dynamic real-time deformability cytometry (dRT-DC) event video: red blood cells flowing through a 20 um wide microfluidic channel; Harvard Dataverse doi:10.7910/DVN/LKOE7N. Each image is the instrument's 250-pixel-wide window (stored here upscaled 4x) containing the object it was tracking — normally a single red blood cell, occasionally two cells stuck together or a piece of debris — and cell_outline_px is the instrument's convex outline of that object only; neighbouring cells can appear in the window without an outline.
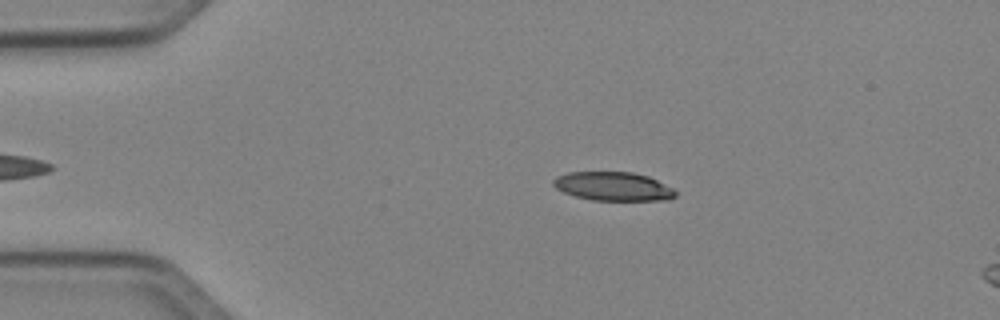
{"species": "Egyptian fruit bat (a non-hibernating species)", "species_latin": "Rousettus aegyptiacus", "temperature_condition": "cold", "stored_images_in_passage": 40, "camera_frame_rate_fps": 3000, "um_per_image_px": 0.085, "animal": {"sex": "female"}, "frame": {"image": 1, "passage_image": 7, "time_ms": 2.0, "image_size_px": [1000, 320], "cell_outline_px": [[676, 196], [668, 200], [592, 200], [576, 196], [564, 192], [556, 188], [552, 184], [552, 180], [556, 176], [568, 172], [632, 172], [648, 176], [672, 188], [676, 192]], "centroid_in_image_um": [52.1, 15.84], "position_along_channel_um": 32.9, "area_um2": 20.4}}
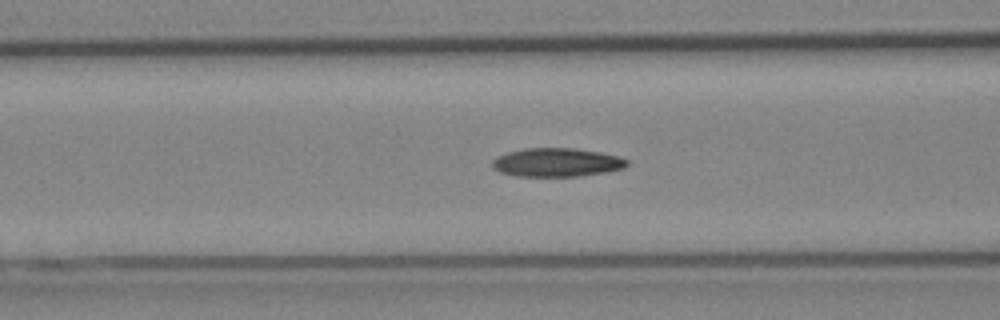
{"frame": {"image": 2, "passage_image": 17, "time_ms": 5.333, "image_size_px": [1000, 320], "cell_outline_px": [[628, 164], [624, 168], [608, 172], [580, 176], [516, 176], [500, 172], [492, 168], [492, 160], [496, 156], [508, 152], [524, 148], [572, 148], [600, 152], [620, 156], [628, 160]], "centroid_in_image_um": [47.33, 13.8], "position_along_channel_um": 119.3, "area_um2": 22.66}}
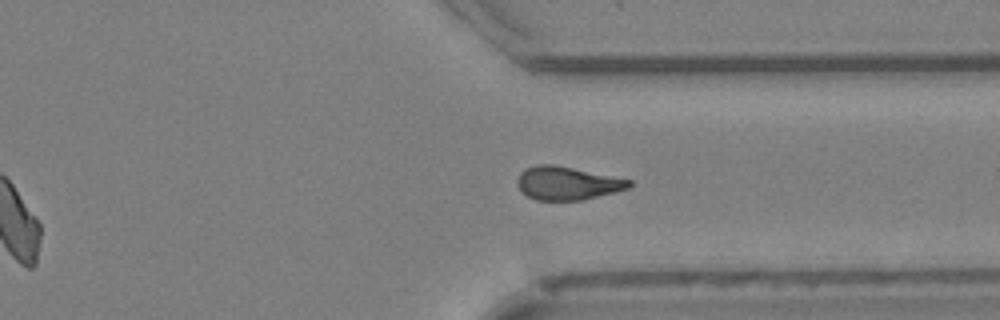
{"frame": {"image": 3, "passage_image": 35, "time_ms": 11.333, "image_size_px": [1000, 320], "cell_outline_px": [[632, 184], [628, 188], [616, 192], [580, 200], [536, 200], [520, 192], [516, 184], [516, 180], [520, 172], [524, 168], [540, 164], [552, 164], [632, 180]], "centroid_in_image_um": [48.16, 15.57], "position_along_channel_um": 363.2, "area_um2": 21.68}, "authors_computed_cell_mechanics": {"area_um2": 21.6461, "velocity_mm_per_s": 4.0643, "shape_relaxation_time_tau1_ms": 9.5433, "shape_relaxation_time_tau2_ms": 6.9456, "deformation_change_tau1": 0.2232, "deformation_change_tau2": 0.1296}}